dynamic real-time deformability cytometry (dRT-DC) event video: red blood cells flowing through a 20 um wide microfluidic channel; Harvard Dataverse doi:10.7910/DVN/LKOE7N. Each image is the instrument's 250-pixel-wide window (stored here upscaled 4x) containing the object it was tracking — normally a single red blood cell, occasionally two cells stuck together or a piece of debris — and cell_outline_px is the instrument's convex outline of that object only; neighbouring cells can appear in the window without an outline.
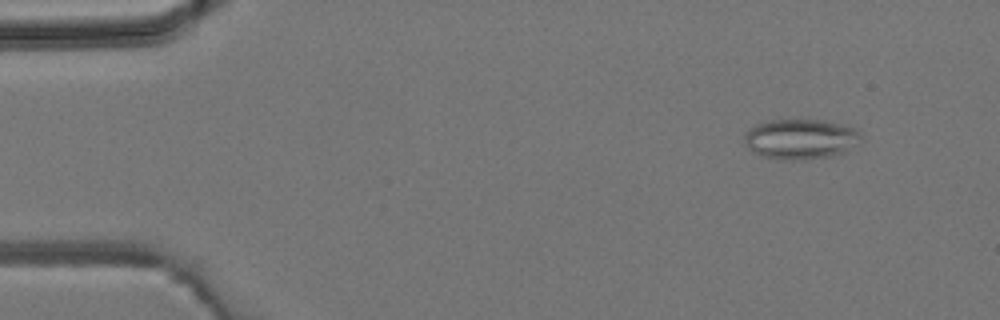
{"species": "common noctule bat (a hibernating species)", "species_latin": "Nyctalus noctula", "temperature_condition": "room temperature", "stored_images_in_passage": 3, "camera_frame_rate_fps": 3000, "um_per_image_px": 0.085, "animal": {"sex": "male", "body_mass_g": 19.2, "forearm_length_mm": 51.8}, "frame": {"image": 1, "passage_image": 1, "time_ms": 0.0, "image_size_px": [1000, 320], "cell_outline_px": [[860, 136], [844, 152], [832, 156], [796, 160], [784, 160], [764, 156], [752, 152], [748, 148], [744, 140], [744, 132], [756, 124], [772, 120], [824, 120], [844, 124], [856, 128], [860, 132]], "centroid_in_image_um": [68.0, 11.81], "position_along_channel_um": 17.0, "area_um2": 27.05}}